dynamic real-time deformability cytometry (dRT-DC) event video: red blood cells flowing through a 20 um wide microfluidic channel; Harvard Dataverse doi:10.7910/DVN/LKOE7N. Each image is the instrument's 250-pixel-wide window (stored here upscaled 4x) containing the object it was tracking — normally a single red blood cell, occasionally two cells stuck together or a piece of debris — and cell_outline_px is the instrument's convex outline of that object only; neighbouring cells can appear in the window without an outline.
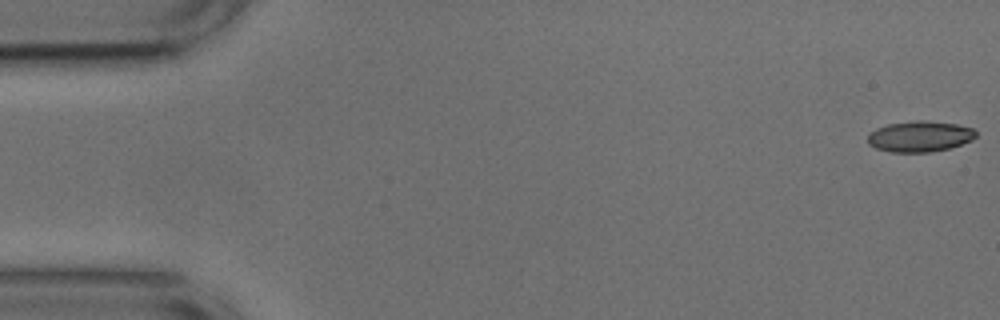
{"species": "common noctule bat (a hibernating species)", "species_latin": "Nyctalus noctula", "temperature_condition": "cold", "stored_images_in_passage": 53, "camera_frame_rate_fps": 3000, "um_per_image_px": 0.085, "animal": {"sex": "male", "body_mass_g": 17.9, "forearm_length_mm": 54.2}, "frame": {"image": 1, "passage_image": 1, "time_ms": 0.0, "image_size_px": [1000, 320], "cell_outline_px": [[976, 136], [972, 140], [948, 148], [928, 152], [892, 152], [876, 148], [868, 144], [868, 136], [876, 128], [888, 124], [916, 120], [920, 120], [956, 124], [972, 128], [976, 132]], "centroid_in_image_um": [78.17, 11.59], "position_along_channel_um": 6.8, "area_um2": 19.19}}
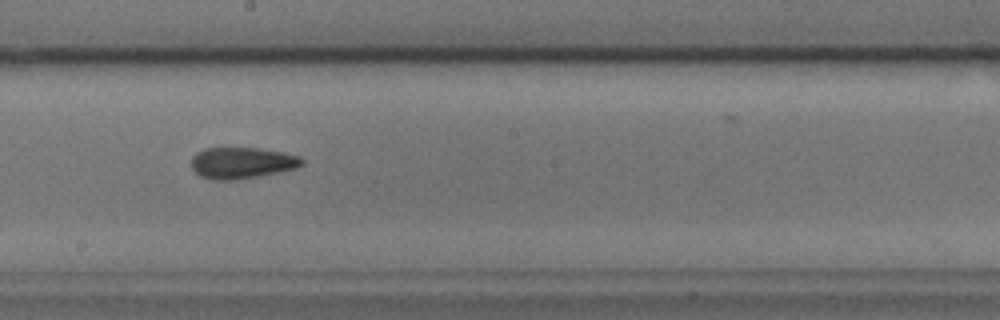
{"frame": {"image": 2, "passage_image": 29, "time_ms": 9.333, "image_size_px": [1000, 320], "cell_outline_px": [[304, 164], [296, 168], [256, 176], [232, 180], [212, 180], [200, 176], [192, 168], [192, 156], [196, 152], [204, 148], [260, 148], [284, 152], [300, 156], [304, 160]], "centroid_in_image_um": [20.56, 13.83], "position_along_channel_um": 227.6, "area_um2": 20.17}}
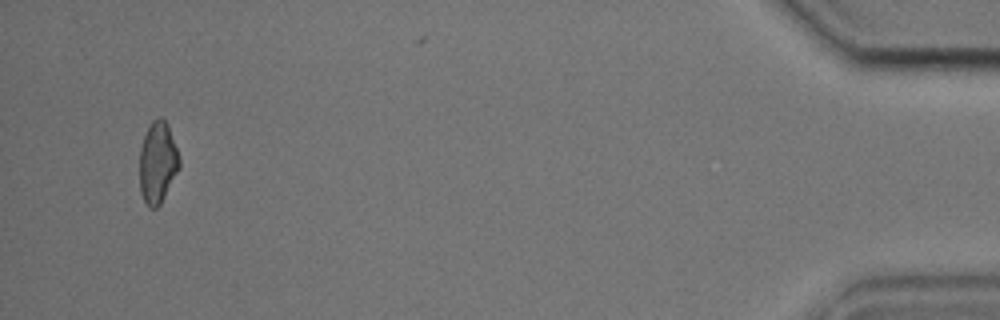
{"frame": {"image": 3, "passage_image": 51, "time_ms": 16.667, "image_size_px": [1000, 320], "cell_outline_px": [[180, 168], [160, 204], [156, 208], [148, 208], [140, 192], [140, 148], [144, 136], [152, 120], [160, 116], [168, 124], [180, 156]], "centroid_in_image_um": [13.41, 13.81], "position_along_channel_um": 421.8, "area_um2": 19.02}, "authors_computed_cell_mechanics": {"area_um2": 19.652, "velocity_mm_per_s": 3.7615, "shape_relaxation_time_tau1_ms": null, "shape_relaxation_time_tau2_ms": 2.9465, "deformation_change_tau1": null, "deformation_change_tau2": 0.1021}}